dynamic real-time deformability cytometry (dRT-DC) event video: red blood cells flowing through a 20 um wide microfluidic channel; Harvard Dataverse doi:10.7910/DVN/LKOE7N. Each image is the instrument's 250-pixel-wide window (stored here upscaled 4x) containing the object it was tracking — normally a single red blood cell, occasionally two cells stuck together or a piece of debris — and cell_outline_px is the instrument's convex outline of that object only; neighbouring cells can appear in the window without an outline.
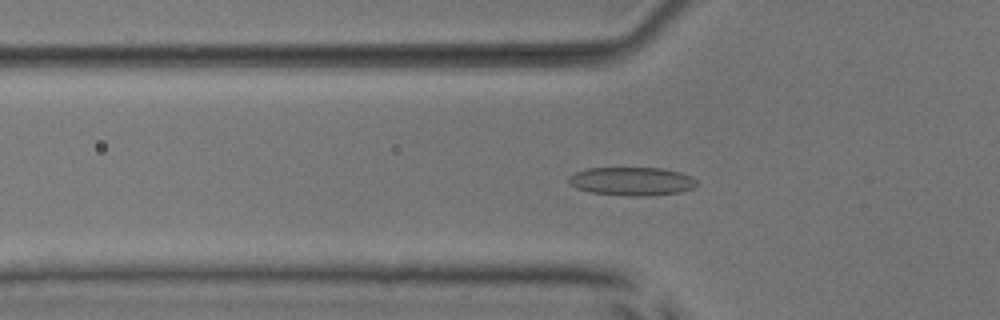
{"species": "common noctule bat (a hibernating species)", "species_latin": "Nyctalus noctula", "temperature_condition": "room temperature", "stored_images_in_passage": 50, "camera_frame_rate_fps": 3000, "um_per_image_px": 0.085, "animal": {"sex": "male", "body_mass_g": 17.9, "forearm_length_mm": 54.2}, "frame": {"image": 1, "passage_image": 16, "time_ms": 5.0, "image_size_px": [1000, 320], "cell_outline_px": [[696, 184], [692, 188], [680, 192], [648, 196], [628, 196], [588, 192], [576, 188], [568, 184], [568, 176], [576, 172], [588, 168], [664, 168], [680, 172], [692, 176], [696, 180]], "centroid_in_image_um": [53.68, 15.41], "position_along_channel_um": 72.1, "area_um2": 21.39}}
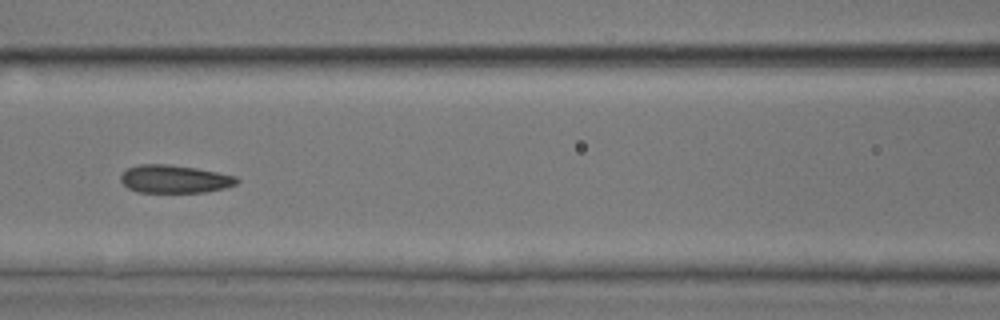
{"frame": {"image": 2, "passage_image": 22, "time_ms": 7.0, "image_size_px": [1000, 320], "cell_outline_px": [[240, 180], [236, 184], [224, 188], [204, 192], [136, 192], [128, 188], [120, 180], [120, 176], [128, 168], [140, 164], [168, 164], [196, 168], [236, 176]], "centroid_in_image_um": [14.83, 15.22], "position_along_channel_um": 151.8, "area_um2": 18.84}}
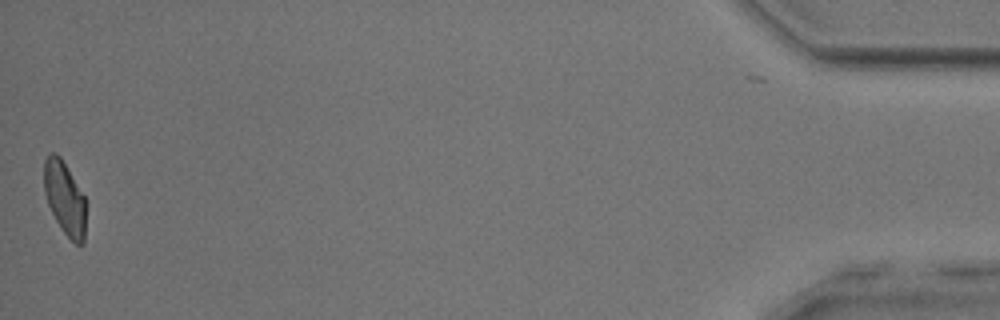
{"frame": {"image": 3, "passage_image": 50, "time_ms": 16.333, "image_size_px": [1000, 320], "cell_outline_px": [[84, 244], [76, 244], [60, 228], [48, 204], [44, 192], [44, 160], [48, 152], [56, 152], [60, 156], [84, 196]], "centroid_in_image_um": [5.46, 16.8], "position_along_channel_um": 429.7, "area_um2": 17.57}, "authors_computed_cell_mechanics": {"area_um2": 19.5075, "velocity_mm_per_s": 3.9816, "shape_relaxation_time_tau1_ms": 3.6686, "shape_relaxation_time_tau2_ms": 1.4367, "deformation_change_tau1": 0.147, "deformation_change_tau2": 0.085}}